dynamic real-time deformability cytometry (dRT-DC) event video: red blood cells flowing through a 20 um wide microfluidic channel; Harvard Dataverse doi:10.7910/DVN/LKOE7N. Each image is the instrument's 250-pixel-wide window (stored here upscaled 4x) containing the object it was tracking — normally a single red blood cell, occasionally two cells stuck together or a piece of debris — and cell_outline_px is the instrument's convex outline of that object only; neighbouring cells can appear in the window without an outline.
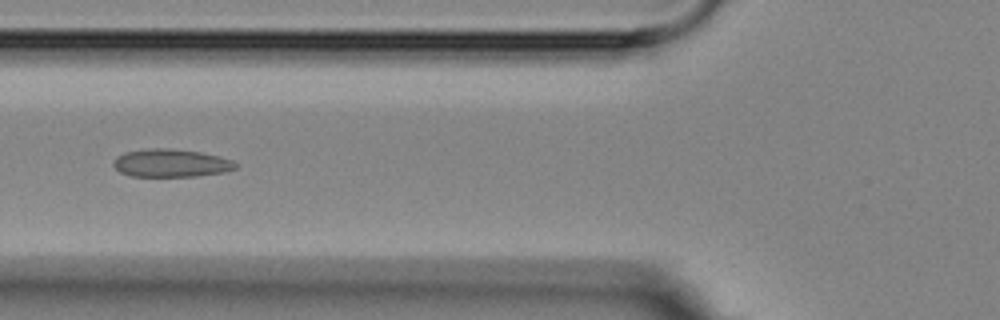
{"species": "Egyptian fruit bat (a non-hibernating species)", "species_latin": "Rousettus aegyptiacus", "temperature_condition": "room temperature", "stored_images_in_passage": 16, "segment_of_instrument_passage": [1, 2], "camera_frame_rate_fps": 3000, "um_per_image_px": 0.085, "animal": {"sex": "female"}, "frame": {"image": 1, "passage_image": 5, "time_ms": 4.667, "image_size_px": [1000, 320], "cell_outline_px": [[236, 168], [224, 172], [196, 176], [132, 176], [120, 172], [112, 164], [124, 152], [148, 148], [168, 148], [200, 152], [232, 160], [236, 164]], "centroid_in_image_um": [14.53, 13.86], "position_along_channel_um": 111.3, "area_um2": 19.59}}
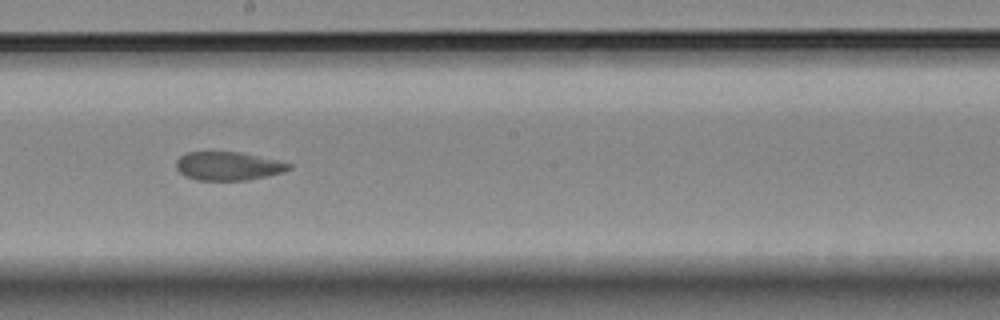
{"frame": {"image": 2, "passage_image": 8, "time_ms": 8.0, "image_size_px": [1000, 320], "cell_outline_px": [[292, 168], [284, 172], [248, 180], [196, 180], [184, 176], [176, 168], [176, 160], [180, 156], [188, 152], [240, 152], [276, 160], [292, 164]], "centroid_in_image_um": [19.38, 14.12], "position_along_channel_um": 228.8, "area_um2": 18.73}}
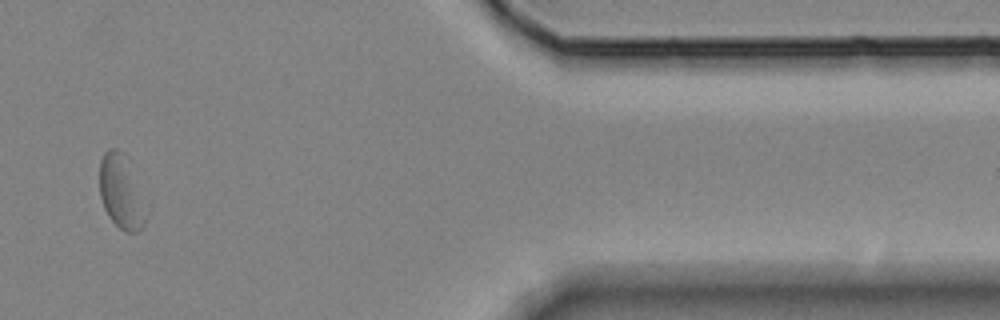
{"frame": {"image": 3, "passage_image": 13, "time_ms": 14.0, "image_size_px": [1000, 320], "cell_outline_px": [[148, 212], [144, 224], [136, 232], [124, 232], [108, 216], [104, 208], [100, 196], [100, 160], [104, 152], [108, 148], [116, 148], [120, 152]], "centroid_in_image_um": [10.25, 16.4], "position_along_channel_um": 401.1, "area_um2": 18.9}}